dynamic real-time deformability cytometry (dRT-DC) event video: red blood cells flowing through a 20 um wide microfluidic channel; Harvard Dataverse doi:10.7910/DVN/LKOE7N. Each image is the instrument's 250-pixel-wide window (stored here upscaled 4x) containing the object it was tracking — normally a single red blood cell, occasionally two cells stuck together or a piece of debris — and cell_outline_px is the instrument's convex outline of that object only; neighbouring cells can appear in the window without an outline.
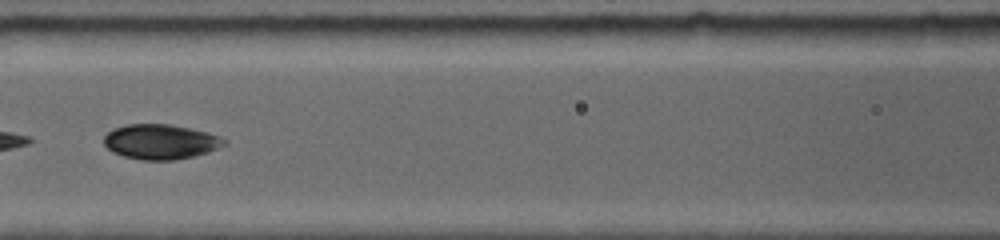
{"species": "common noctule bat (a hibernating species)", "species_latin": "Nyctalus noctula", "temperature_condition": "room temperature", "stored_images_in_passage": 5, "camera_frame_rate_fps": 5000, "um_per_image_px": 0.085, "animal": {"sex": "female", "body_mass_g": 19.0, "forearm_length_mm": 56.7}, "frame": {"image": 1, "passage_image": 4, "time_ms": 2.0, "image_size_px": [1000, 240], "cell_outline_px": [[224, 144], [208, 152], [176, 160], [140, 160], [124, 156], [112, 152], [104, 144], [104, 136], [108, 132], [116, 128], [128, 124], [168, 124], [188, 128], [204, 132], [216, 136], [224, 140]], "centroid_in_image_um": [13.57, 12.06], "position_along_channel_um": 153.0, "area_um2": 23.99}}